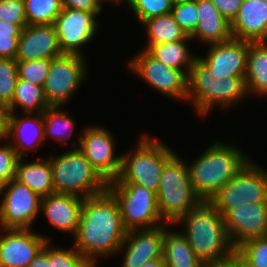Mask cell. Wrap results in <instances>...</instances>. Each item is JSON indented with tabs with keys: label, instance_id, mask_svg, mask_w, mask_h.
I'll use <instances>...</instances> for the list:
<instances>
[{
	"label": "cell",
	"instance_id": "6da1fadb",
	"mask_svg": "<svg viewBox=\"0 0 267 267\" xmlns=\"http://www.w3.org/2000/svg\"><path fill=\"white\" fill-rule=\"evenodd\" d=\"M126 233L117 199L107 189L84 199L73 246L96 267V258L118 253Z\"/></svg>",
	"mask_w": 267,
	"mask_h": 267
},
{
	"label": "cell",
	"instance_id": "7a4b0ae2",
	"mask_svg": "<svg viewBox=\"0 0 267 267\" xmlns=\"http://www.w3.org/2000/svg\"><path fill=\"white\" fill-rule=\"evenodd\" d=\"M176 224L198 259L206 267H228L235 257L223 215L209 202L202 201Z\"/></svg>",
	"mask_w": 267,
	"mask_h": 267
},
{
	"label": "cell",
	"instance_id": "3957f363",
	"mask_svg": "<svg viewBox=\"0 0 267 267\" xmlns=\"http://www.w3.org/2000/svg\"><path fill=\"white\" fill-rule=\"evenodd\" d=\"M248 161L235 145L213 143L188 165L195 193L202 201H209Z\"/></svg>",
	"mask_w": 267,
	"mask_h": 267
},
{
	"label": "cell",
	"instance_id": "277c9868",
	"mask_svg": "<svg viewBox=\"0 0 267 267\" xmlns=\"http://www.w3.org/2000/svg\"><path fill=\"white\" fill-rule=\"evenodd\" d=\"M246 94L245 77L217 79L198 58L188 72L187 101H193L201 116L207 115L213 105L227 109Z\"/></svg>",
	"mask_w": 267,
	"mask_h": 267
},
{
	"label": "cell",
	"instance_id": "5b68a950",
	"mask_svg": "<svg viewBox=\"0 0 267 267\" xmlns=\"http://www.w3.org/2000/svg\"><path fill=\"white\" fill-rule=\"evenodd\" d=\"M156 194L162 220L167 224H175L202 202L193 189L188 165L177 153L165 163Z\"/></svg>",
	"mask_w": 267,
	"mask_h": 267
},
{
	"label": "cell",
	"instance_id": "8992f818",
	"mask_svg": "<svg viewBox=\"0 0 267 267\" xmlns=\"http://www.w3.org/2000/svg\"><path fill=\"white\" fill-rule=\"evenodd\" d=\"M55 193L82 198L98 195L108 189V182L92 166L84 153L74 147L50 158Z\"/></svg>",
	"mask_w": 267,
	"mask_h": 267
},
{
	"label": "cell",
	"instance_id": "52a82bcc",
	"mask_svg": "<svg viewBox=\"0 0 267 267\" xmlns=\"http://www.w3.org/2000/svg\"><path fill=\"white\" fill-rule=\"evenodd\" d=\"M139 140L134 152L122 155L118 178L108 183L137 184L157 193L164 165L175 153L157 139L143 135Z\"/></svg>",
	"mask_w": 267,
	"mask_h": 267
},
{
	"label": "cell",
	"instance_id": "ba28073f",
	"mask_svg": "<svg viewBox=\"0 0 267 267\" xmlns=\"http://www.w3.org/2000/svg\"><path fill=\"white\" fill-rule=\"evenodd\" d=\"M117 199L125 230L151 229L165 224L158 208L157 194L132 183H108Z\"/></svg>",
	"mask_w": 267,
	"mask_h": 267
},
{
	"label": "cell",
	"instance_id": "9c48e42d",
	"mask_svg": "<svg viewBox=\"0 0 267 267\" xmlns=\"http://www.w3.org/2000/svg\"><path fill=\"white\" fill-rule=\"evenodd\" d=\"M224 215L229 209L246 203L267 202V171L251 159L209 200Z\"/></svg>",
	"mask_w": 267,
	"mask_h": 267
},
{
	"label": "cell",
	"instance_id": "30bf717a",
	"mask_svg": "<svg viewBox=\"0 0 267 267\" xmlns=\"http://www.w3.org/2000/svg\"><path fill=\"white\" fill-rule=\"evenodd\" d=\"M86 57L62 54L51 59V65L43 85L44 95L50 106H63L85 80Z\"/></svg>",
	"mask_w": 267,
	"mask_h": 267
},
{
	"label": "cell",
	"instance_id": "8fae6325",
	"mask_svg": "<svg viewBox=\"0 0 267 267\" xmlns=\"http://www.w3.org/2000/svg\"><path fill=\"white\" fill-rule=\"evenodd\" d=\"M3 193L0 229H31V224L40 213L42 197L15 179L4 184L0 195Z\"/></svg>",
	"mask_w": 267,
	"mask_h": 267
},
{
	"label": "cell",
	"instance_id": "7c38bea8",
	"mask_svg": "<svg viewBox=\"0 0 267 267\" xmlns=\"http://www.w3.org/2000/svg\"><path fill=\"white\" fill-rule=\"evenodd\" d=\"M137 74L166 97L187 100V75L182 71L166 66L143 49L129 63Z\"/></svg>",
	"mask_w": 267,
	"mask_h": 267
},
{
	"label": "cell",
	"instance_id": "4fadbf2b",
	"mask_svg": "<svg viewBox=\"0 0 267 267\" xmlns=\"http://www.w3.org/2000/svg\"><path fill=\"white\" fill-rule=\"evenodd\" d=\"M77 142L79 144L76 148L84 153V156L107 182L118 178L122 166V155H114L115 140L107 129L101 126H88Z\"/></svg>",
	"mask_w": 267,
	"mask_h": 267
},
{
	"label": "cell",
	"instance_id": "5bb4252c",
	"mask_svg": "<svg viewBox=\"0 0 267 267\" xmlns=\"http://www.w3.org/2000/svg\"><path fill=\"white\" fill-rule=\"evenodd\" d=\"M97 16L93 12L62 8L54 25L63 54L84 56L80 48L94 37L98 27Z\"/></svg>",
	"mask_w": 267,
	"mask_h": 267
},
{
	"label": "cell",
	"instance_id": "9a60e30c",
	"mask_svg": "<svg viewBox=\"0 0 267 267\" xmlns=\"http://www.w3.org/2000/svg\"><path fill=\"white\" fill-rule=\"evenodd\" d=\"M223 217L235 249L248 240L267 236V202L236 206Z\"/></svg>",
	"mask_w": 267,
	"mask_h": 267
},
{
	"label": "cell",
	"instance_id": "2e32d148",
	"mask_svg": "<svg viewBox=\"0 0 267 267\" xmlns=\"http://www.w3.org/2000/svg\"><path fill=\"white\" fill-rule=\"evenodd\" d=\"M0 234V267H28L44 247L48 237L31 229H2Z\"/></svg>",
	"mask_w": 267,
	"mask_h": 267
},
{
	"label": "cell",
	"instance_id": "e0dca14e",
	"mask_svg": "<svg viewBox=\"0 0 267 267\" xmlns=\"http://www.w3.org/2000/svg\"><path fill=\"white\" fill-rule=\"evenodd\" d=\"M209 46L206 57L198 56V59L217 79L245 77L249 41L232 38Z\"/></svg>",
	"mask_w": 267,
	"mask_h": 267
},
{
	"label": "cell",
	"instance_id": "ac0fdd59",
	"mask_svg": "<svg viewBox=\"0 0 267 267\" xmlns=\"http://www.w3.org/2000/svg\"><path fill=\"white\" fill-rule=\"evenodd\" d=\"M166 225L151 229L131 230L126 233L119 251L125 254L122 267H141L143 264L162 258Z\"/></svg>",
	"mask_w": 267,
	"mask_h": 267
},
{
	"label": "cell",
	"instance_id": "d6986e66",
	"mask_svg": "<svg viewBox=\"0 0 267 267\" xmlns=\"http://www.w3.org/2000/svg\"><path fill=\"white\" fill-rule=\"evenodd\" d=\"M62 54L54 24L27 25L22 29L15 60L52 59Z\"/></svg>",
	"mask_w": 267,
	"mask_h": 267
},
{
	"label": "cell",
	"instance_id": "ffe728a7",
	"mask_svg": "<svg viewBox=\"0 0 267 267\" xmlns=\"http://www.w3.org/2000/svg\"><path fill=\"white\" fill-rule=\"evenodd\" d=\"M84 198L73 194L52 193L41 198L40 211L62 232L75 236Z\"/></svg>",
	"mask_w": 267,
	"mask_h": 267
},
{
	"label": "cell",
	"instance_id": "44dd1931",
	"mask_svg": "<svg viewBox=\"0 0 267 267\" xmlns=\"http://www.w3.org/2000/svg\"><path fill=\"white\" fill-rule=\"evenodd\" d=\"M231 33L238 40L267 41V2L243 0L237 16L231 22Z\"/></svg>",
	"mask_w": 267,
	"mask_h": 267
},
{
	"label": "cell",
	"instance_id": "7402d4cb",
	"mask_svg": "<svg viewBox=\"0 0 267 267\" xmlns=\"http://www.w3.org/2000/svg\"><path fill=\"white\" fill-rule=\"evenodd\" d=\"M26 117L19 118L15 113H9L8 140L13 138L16 144L11 146L17 156L22 158L26 151L36 150L45 140L43 113H25ZM34 116V117H33Z\"/></svg>",
	"mask_w": 267,
	"mask_h": 267
},
{
	"label": "cell",
	"instance_id": "603a6c76",
	"mask_svg": "<svg viewBox=\"0 0 267 267\" xmlns=\"http://www.w3.org/2000/svg\"><path fill=\"white\" fill-rule=\"evenodd\" d=\"M198 11V23L191 39L216 44L231 40V23L223 17L212 0H195Z\"/></svg>",
	"mask_w": 267,
	"mask_h": 267
},
{
	"label": "cell",
	"instance_id": "cb8c5ba5",
	"mask_svg": "<svg viewBox=\"0 0 267 267\" xmlns=\"http://www.w3.org/2000/svg\"><path fill=\"white\" fill-rule=\"evenodd\" d=\"M15 180L26 185L40 197L55 193L50 159L25 162L23 158H19Z\"/></svg>",
	"mask_w": 267,
	"mask_h": 267
},
{
	"label": "cell",
	"instance_id": "d4e9b609",
	"mask_svg": "<svg viewBox=\"0 0 267 267\" xmlns=\"http://www.w3.org/2000/svg\"><path fill=\"white\" fill-rule=\"evenodd\" d=\"M245 85L248 94L267 95V41L249 42Z\"/></svg>",
	"mask_w": 267,
	"mask_h": 267
},
{
	"label": "cell",
	"instance_id": "484cf974",
	"mask_svg": "<svg viewBox=\"0 0 267 267\" xmlns=\"http://www.w3.org/2000/svg\"><path fill=\"white\" fill-rule=\"evenodd\" d=\"M162 258L166 267H206L195 255L185 236L165 230Z\"/></svg>",
	"mask_w": 267,
	"mask_h": 267
},
{
	"label": "cell",
	"instance_id": "4316f807",
	"mask_svg": "<svg viewBox=\"0 0 267 267\" xmlns=\"http://www.w3.org/2000/svg\"><path fill=\"white\" fill-rule=\"evenodd\" d=\"M187 40H191V37L188 36L181 41L154 44L147 51L166 66L182 70L188 75V72L198 56H193L191 54L186 43L188 42Z\"/></svg>",
	"mask_w": 267,
	"mask_h": 267
},
{
	"label": "cell",
	"instance_id": "83f0119b",
	"mask_svg": "<svg viewBox=\"0 0 267 267\" xmlns=\"http://www.w3.org/2000/svg\"><path fill=\"white\" fill-rule=\"evenodd\" d=\"M142 25L146 27L149 38L145 50L154 44L181 41L188 37L171 13L145 20Z\"/></svg>",
	"mask_w": 267,
	"mask_h": 267
},
{
	"label": "cell",
	"instance_id": "f1b7e54d",
	"mask_svg": "<svg viewBox=\"0 0 267 267\" xmlns=\"http://www.w3.org/2000/svg\"><path fill=\"white\" fill-rule=\"evenodd\" d=\"M17 106L23 109V113H43L50 107L43 87L22 79L17 80L13 100L7 107L9 113H15Z\"/></svg>",
	"mask_w": 267,
	"mask_h": 267
},
{
	"label": "cell",
	"instance_id": "f546056e",
	"mask_svg": "<svg viewBox=\"0 0 267 267\" xmlns=\"http://www.w3.org/2000/svg\"><path fill=\"white\" fill-rule=\"evenodd\" d=\"M61 106H50L43 112L45 139L49 136L61 141L70 140L74 130V121L62 112Z\"/></svg>",
	"mask_w": 267,
	"mask_h": 267
},
{
	"label": "cell",
	"instance_id": "4dcf8cb0",
	"mask_svg": "<svg viewBox=\"0 0 267 267\" xmlns=\"http://www.w3.org/2000/svg\"><path fill=\"white\" fill-rule=\"evenodd\" d=\"M28 25L54 24L62 11L61 0H24Z\"/></svg>",
	"mask_w": 267,
	"mask_h": 267
},
{
	"label": "cell",
	"instance_id": "1f68e13d",
	"mask_svg": "<svg viewBox=\"0 0 267 267\" xmlns=\"http://www.w3.org/2000/svg\"><path fill=\"white\" fill-rule=\"evenodd\" d=\"M246 267H267V236L248 240L235 249Z\"/></svg>",
	"mask_w": 267,
	"mask_h": 267
},
{
	"label": "cell",
	"instance_id": "d6a6232c",
	"mask_svg": "<svg viewBox=\"0 0 267 267\" xmlns=\"http://www.w3.org/2000/svg\"><path fill=\"white\" fill-rule=\"evenodd\" d=\"M17 80V61L0 58V106L7 108L11 104Z\"/></svg>",
	"mask_w": 267,
	"mask_h": 267
},
{
	"label": "cell",
	"instance_id": "836d02e7",
	"mask_svg": "<svg viewBox=\"0 0 267 267\" xmlns=\"http://www.w3.org/2000/svg\"><path fill=\"white\" fill-rule=\"evenodd\" d=\"M127 4L140 24L145 20L171 13L173 8L171 0H128Z\"/></svg>",
	"mask_w": 267,
	"mask_h": 267
},
{
	"label": "cell",
	"instance_id": "e575fe53",
	"mask_svg": "<svg viewBox=\"0 0 267 267\" xmlns=\"http://www.w3.org/2000/svg\"><path fill=\"white\" fill-rule=\"evenodd\" d=\"M50 65L51 59L17 61L18 79L43 87Z\"/></svg>",
	"mask_w": 267,
	"mask_h": 267
},
{
	"label": "cell",
	"instance_id": "d590c367",
	"mask_svg": "<svg viewBox=\"0 0 267 267\" xmlns=\"http://www.w3.org/2000/svg\"><path fill=\"white\" fill-rule=\"evenodd\" d=\"M171 14L187 36H191L194 33L198 23V11L195 0L173 4Z\"/></svg>",
	"mask_w": 267,
	"mask_h": 267
},
{
	"label": "cell",
	"instance_id": "8d00e7d4",
	"mask_svg": "<svg viewBox=\"0 0 267 267\" xmlns=\"http://www.w3.org/2000/svg\"><path fill=\"white\" fill-rule=\"evenodd\" d=\"M52 267H94L74 246L69 250L52 247Z\"/></svg>",
	"mask_w": 267,
	"mask_h": 267
},
{
	"label": "cell",
	"instance_id": "74e56055",
	"mask_svg": "<svg viewBox=\"0 0 267 267\" xmlns=\"http://www.w3.org/2000/svg\"><path fill=\"white\" fill-rule=\"evenodd\" d=\"M0 20L18 24L22 29L27 26L24 0L0 1Z\"/></svg>",
	"mask_w": 267,
	"mask_h": 267
},
{
	"label": "cell",
	"instance_id": "f35d334b",
	"mask_svg": "<svg viewBox=\"0 0 267 267\" xmlns=\"http://www.w3.org/2000/svg\"><path fill=\"white\" fill-rule=\"evenodd\" d=\"M19 157L11 143L0 146V180L5 184L15 179L16 164Z\"/></svg>",
	"mask_w": 267,
	"mask_h": 267
},
{
	"label": "cell",
	"instance_id": "ab89813d",
	"mask_svg": "<svg viewBox=\"0 0 267 267\" xmlns=\"http://www.w3.org/2000/svg\"><path fill=\"white\" fill-rule=\"evenodd\" d=\"M62 8H71L100 14L102 2L100 0H61Z\"/></svg>",
	"mask_w": 267,
	"mask_h": 267
},
{
	"label": "cell",
	"instance_id": "60d3db41",
	"mask_svg": "<svg viewBox=\"0 0 267 267\" xmlns=\"http://www.w3.org/2000/svg\"><path fill=\"white\" fill-rule=\"evenodd\" d=\"M243 0H212L219 13L230 23L237 16Z\"/></svg>",
	"mask_w": 267,
	"mask_h": 267
},
{
	"label": "cell",
	"instance_id": "b9f144b4",
	"mask_svg": "<svg viewBox=\"0 0 267 267\" xmlns=\"http://www.w3.org/2000/svg\"><path fill=\"white\" fill-rule=\"evenodd\" d=\"M20 36H0V58L15 59Z\"/></svg>",
	"mask_w": 267,
	"mask_h": 267
},
{
	"label": "cell",
	"instance_id": "7bdbcfd3",
	"mask_svg": "<svg viewBox=\"0 0 267 267\" xmlns=\"http://www.w3.org/2000/svg\"><path fill=\"white\" fill-rule=\"evenodd\" d=\"M48 244L50 245L49 241L28 264V267H52V247Z\"/></svg>",
	"mask_w": 267,
	"mask_h": 267
},
{
	"label": "cell",
	"instance_id": "ee69618b",
	"mask_svg": "<svg viewBox=\"0 0 267 267\" xmlns=\"http://www.w3.org/2000/svg\"><path fill=\"white\" fill-rule=\"evenodd\" d=\"M22 28L18 24L0 20V36H20Z\"/></svg>",
	"mask_w": 267,
	"mask_h": 267
},
{
	"label": "cell",
	"instance_id": "f6af8a7d",
	"mask_svg": "<svg viewBox=\"0 0 267 267\" xmlns=\"http://www.w3.org/2000/svg\"><path fill=\"white\" fill-rule=\"evenodd\" d=\"M9 111L6 107L0 106V140L8 139Z\"/></svg>",
	"mask_w": 267,
	"mask_h": 267
},
{
	"label": "cell",
	"instance_id": "bcb514c9",
	"mask_svg": "<svg viewBox=\"0 0 267 267\" xmlns=\"http://www.w3.org/2000/svg\"><path fill=\"white\" fill-rule=\"evenodd\" d=\"M141 267H166V265L163 261V258H158L156 260L143 264Z\"/></svg>",
	"mask_w": 267,
	"mask_h": 267
},
{
	"label": "cell",
	"instance_id": "7dc6e473",
	"mask_svg": "<svg viewBox=\"0 0 267 267\" xmlns=\"http://www.w3.org/2000/svg\"><path fill=\"white\" fill-rule=\"evenodd\" d=\"M228 267H246L236 256Z\"/></svg>",
	"mask_w": 267,
	"mask_h": 267
},
{
	"label": "cell",
	"instance_id": "c3c4849f",
	"mask_svg": "<svg viewBox=\"0 0 267 267\" xmlns=\"http://www.w3.org/2000/svg\"><path fill=\"white\" fill-rule=\"evenodd\" d=\"M101 2H102V4L103 3H106V2H113V3H115L116 2V4H120L121 2H123V1H126V0H100Z\"/></svg>",
	"mask_w": 267,
	"mask_h": 267
},
{
	"label": "cell",
	"instance_id": "681fc988",
	"mask_svg": "<svg viewBox=\"0 0 267 267\" xmlns=\"http://www.w3.org/2000/svg\"><path fill=\"white\" fill-rule=\"evenodd\" d=\"M173 2V4H177V3H182V2H186V1H191V0H171Z\"/></svg>",
	"mask_w": 267,
	"mask_h": 267
},
{
	"label": "cell",
	"instance_id": "f907efd6",
	"mask_svg": "<svg viewBox=\"0 0 267 267\" xmlns=\"http://www.w3.org/2000/svg\"><path fill=\"white\" fill-rule=\"evenodd\" d=\"M3 186H4V183L0 180V193L2 191Z\"/></svg>",
	"mask_w": 267,
	"mask_h": 267
}]
</instances>
